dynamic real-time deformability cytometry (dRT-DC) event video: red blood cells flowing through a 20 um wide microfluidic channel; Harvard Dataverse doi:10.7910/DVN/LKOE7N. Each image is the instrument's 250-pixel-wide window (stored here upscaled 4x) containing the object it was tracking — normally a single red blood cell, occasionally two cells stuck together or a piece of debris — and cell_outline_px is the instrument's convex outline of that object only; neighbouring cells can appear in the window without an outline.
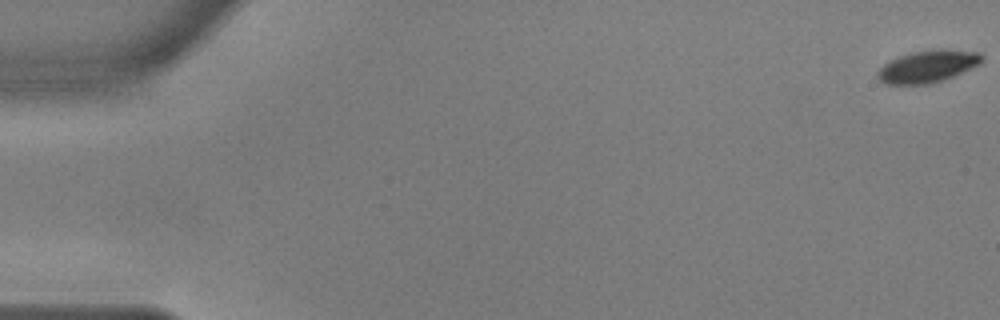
{"species": "common noctule bat (a hibernating species)", "species_latin": "Nyctalus noctula", "temperature_condition": "warm", "stored_images_in_passage": 3, "camera_frame_rate_fps": 3000, "um_per_image_px": 0.085, "animal": {"sex": "male", "body_mass_g": 17.9, "forearm_length_mm": 54.2}, "frame": {"image": 1, "passage_image": 1, "time_ms": 0.0, "image_size_px": [1000, 320], "cell_outline_px": [[984, 60], [980, 64], [944, 80], [928, 84], [884, 84], [876, 76], [876, 72], [884, 64], [900, 56], [912, 52], [940, 48], [948, 48], [980, 52], [984, 56]], "centroid_in_image_um": [78.9, 5.63], "position_along_channel_um": 6.1, "area_um2": 19.77}}